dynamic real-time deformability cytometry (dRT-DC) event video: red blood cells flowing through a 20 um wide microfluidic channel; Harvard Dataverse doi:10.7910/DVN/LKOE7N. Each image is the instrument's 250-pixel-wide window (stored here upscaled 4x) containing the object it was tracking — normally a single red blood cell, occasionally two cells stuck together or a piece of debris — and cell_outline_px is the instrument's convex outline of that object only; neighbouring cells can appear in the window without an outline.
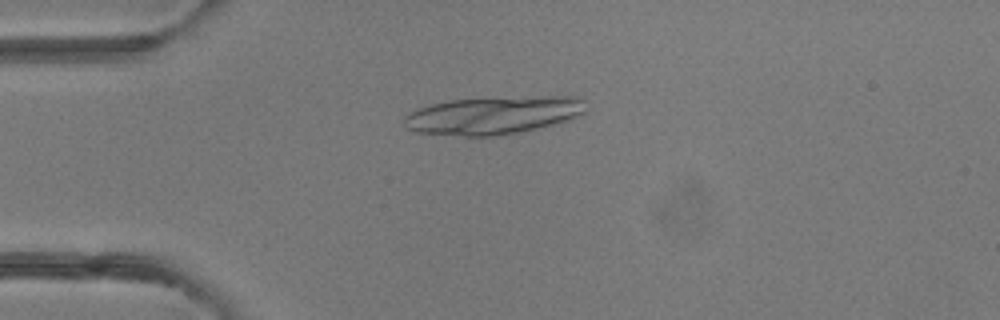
{"species": "common noctule bat (a hibernating species)", "species_latin": "Nyctalus noctula", "temperature_condition": "room temperature", "stored_images_in_passage": 47, "camera_frame_rate_fps": 3000, "um_per_image_px": 0.085, "animal": {"sex": "female"}, "frame": {"image": 1, "passage_image": 12, "time_ms": 3.667, "image_size_px": [1000, 320], "cell_outline_px": [[584, 112], [580, 116], [572, 120], [520, 132], [492, 136], [464, 136], [416, 132], [408, 128], [404, 124], [404, 116], [408, 112], [432, 104], [452, 100], [544, 96], [580, 96], [584, 100]], "centroid_in_image_um": [41.97, 9.8], "position_along_channel_um": 43.0, "area_um2": 40.0}}